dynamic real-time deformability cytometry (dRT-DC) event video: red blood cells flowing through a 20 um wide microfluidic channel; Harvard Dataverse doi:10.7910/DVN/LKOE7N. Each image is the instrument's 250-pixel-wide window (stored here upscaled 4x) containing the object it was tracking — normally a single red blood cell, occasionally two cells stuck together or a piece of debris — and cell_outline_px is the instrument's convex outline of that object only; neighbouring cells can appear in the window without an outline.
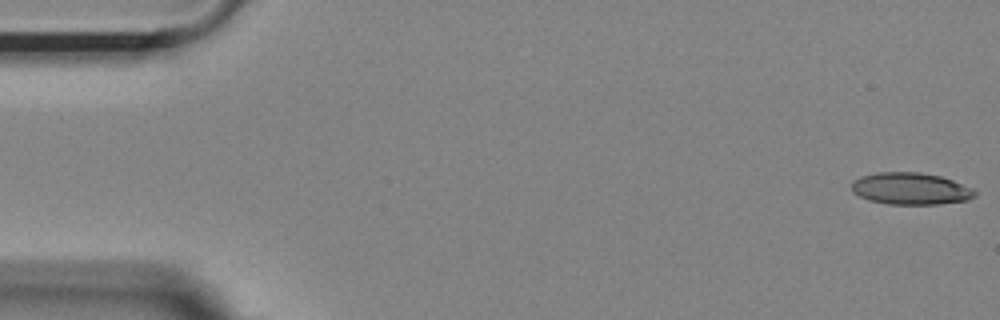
{"species": "Egyptian fruit bat (a non-hibernating species)", "species_latin": "Rousettus aegyptiacus", "temperature_condition": "room temperature", "stored_images_in_passage": 9, "camera_frame_rate_fps": 3000, "um_per_image_px": 0.085, "animal": {"sex": "female"}, "frame": {"image": 1, "passage_image": 1, "time_ms": 0.0, "image_size_px": [1000, 320], "cell_outline_px": [[976, 196], [968, 200], [940, 204], [888, 204], [868, 200], [852, 192], [852, 180], [860, 176], [876, 172], [920, 172], [940, 176], [952, 180], [972, 188], [976, 192]], "centroid_in_image_um": [77.38, 16.03], "position_along_channel_um": 7.6, "area_um2": 23.06}}